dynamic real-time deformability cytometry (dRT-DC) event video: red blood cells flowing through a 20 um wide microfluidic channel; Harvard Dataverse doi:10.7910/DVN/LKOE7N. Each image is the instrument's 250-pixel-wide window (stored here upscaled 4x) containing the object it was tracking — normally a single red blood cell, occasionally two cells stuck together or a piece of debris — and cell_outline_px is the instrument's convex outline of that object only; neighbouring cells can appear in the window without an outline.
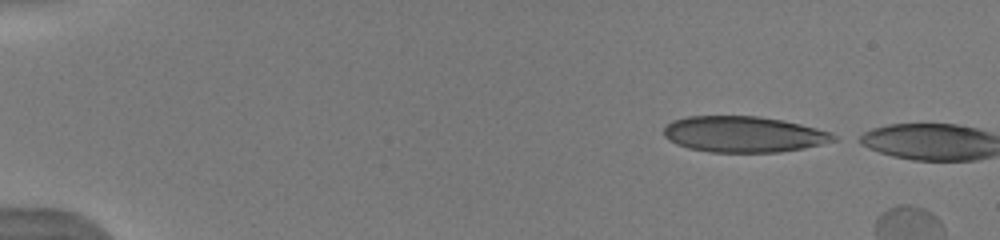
{"species": "human", "species_latin": "Homo sapiens", "temperature_condition": "warm", "stored_images_in_passage": 7, "camera_frame_rate_fps": 3000, "um_per_image_px": 0.085, "donor": {"sex": "male"}, "frame": {"image": 1, "passage_image": 1, "time_ms": 0.0, "image_size_px": [1000, 240], "cell_outline_px": [[840, 140], [804, 148], [780, 152], [712, 152], [688, 148], [676, 144], [668, 140], [664, 136], [664, 128], [672, 120], [688, 116], [760, 116], [784, 120], [832, 132], [840, 136]], "centroid_in_image_um": [63.26, 11.41], "position_along_channel_um": 21.7, "area_um2": 35.95}}